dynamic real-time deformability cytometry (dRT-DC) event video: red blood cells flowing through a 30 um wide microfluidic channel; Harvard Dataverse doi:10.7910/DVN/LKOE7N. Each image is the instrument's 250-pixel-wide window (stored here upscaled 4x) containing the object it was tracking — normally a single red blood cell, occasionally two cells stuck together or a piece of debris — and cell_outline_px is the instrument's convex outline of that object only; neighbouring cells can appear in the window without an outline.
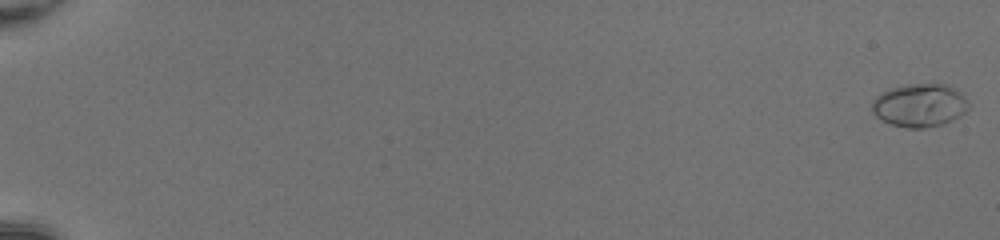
{"species": "common noctule bat (a hibernating species)", "species_latin": "Nyctalus noctula", "temperature_condition": "room temperature", "stored_images_in_passage": 53, "camera_frame_rate_fps": 3000, "um_per_image_px": 0.085, "animal": {"sex": "female", "body_mass_g": 20.0, "forearm_length_mm": 54.0}, "frame": {"image": 1, "passage_image": 1, "time_ms": 0.0, "image_size_px": [1000, 240], "cell_outline_px": [[968, 108], [960, 116], [944, 124], [924, 128], [908, 128], [892, 124], [876, 116], [872, 112], [872, 100], [876, 96], [888, 88], [908, 84], [932, 80], [948, 84], [956, 88], [964, 96], [968, 104]], "centroid_in_image_um": [78.19, 8.89], "position_along_channel_um": 6.8, "area_um2": 24.97}}
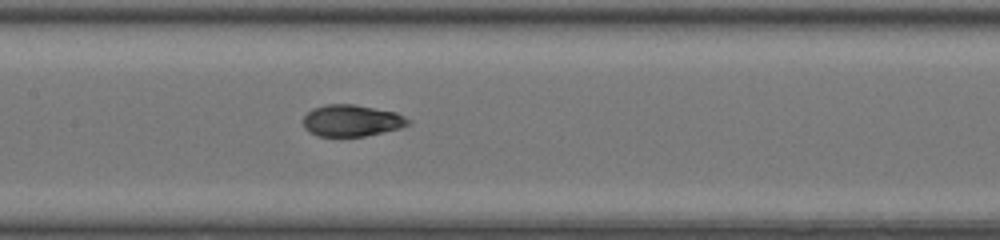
{"frame": {"image": 2, "passage_image": 29, "time_ms": 9.333, "image_size_px": [1000, 240], "cell_outline_px": [[412, 124], [400, 128], [364, 136], [316, 136], [308, 132], [304, 128], [304, 116], [312, 108], [324, 104], [352, 104], [396, 112], [412, 120]], "centroid_in_image_um": [29.89, 10.25], "position_along_channel_um": 177.5, "area_um2": 19.48}}
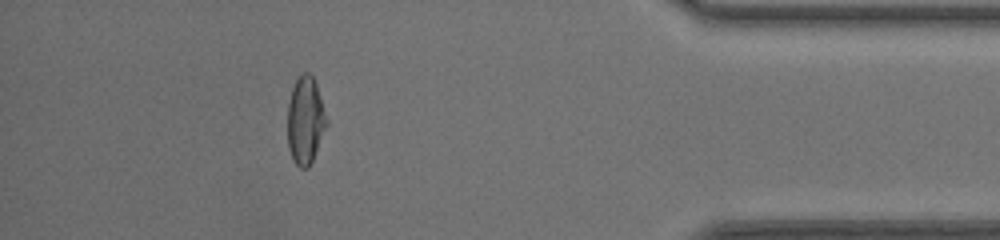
{"frame": {"image": 3, "passage_image": 48, "time_ms": 15.667, "image_size_px": [1000, 240], "cell_outline_px": [[328, 124], [312, 160], [308, 168], [300, 168], [292, 160], [288, 148], [288, 104], [292, 88], [296, 80], [304, 72], [308, 72], [312, 76], [316, 84], [328, 120]], "centroid_in_image_um": [25.95, 10.25], "position_along_channel_um": 409.2, "area_um2": 19.83}, "authors_computed_cell_mechanics": {"area_um2": 20.3456, "velocity_mm_per_s": 4.2178, "shape_relaxation_time_tau1_ms": 7.5606, "shape_relaxation_time_tau2_ms": null, "deformation_change_tau1": 0.2872, "deformation_change_tau2": null}}